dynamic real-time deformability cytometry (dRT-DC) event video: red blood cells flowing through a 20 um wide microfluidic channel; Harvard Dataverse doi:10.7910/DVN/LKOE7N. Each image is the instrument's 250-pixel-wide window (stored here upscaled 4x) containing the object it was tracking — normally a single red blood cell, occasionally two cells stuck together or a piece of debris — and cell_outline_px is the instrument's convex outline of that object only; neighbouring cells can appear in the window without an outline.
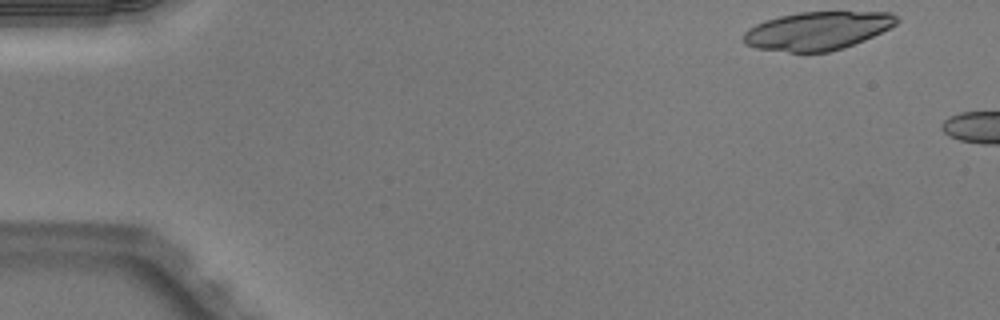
{"species": "Egyptian fruit bat (a non-hibernating species)", "species_latin": "Rousettus aegyptiacus", "temperature_condition": "warm", "stored_images_in_passage": 4, "camera_frame_rate_fps": 3000, "um_per_image_px": 0.085, "animal": {"sex": "male"}, "frame": {"image": 1, "passage_image": 1, "time_ms": 0.0, "image_size_px": [1000, 320], "cell_outline_px": [[900, 20], [896, 24], [864, 40], [844, 48], [828, 52], [788, 52], [756, 48], [744, 44], [740, 40], [744, 32], [748, 28], [764, 20], [780, 16], [800, 12], [892, 12]], "centroid_in_image_um": [69.43, 2.62], "position_along_channel_um": 15.6, "area_um2": 34.28}}